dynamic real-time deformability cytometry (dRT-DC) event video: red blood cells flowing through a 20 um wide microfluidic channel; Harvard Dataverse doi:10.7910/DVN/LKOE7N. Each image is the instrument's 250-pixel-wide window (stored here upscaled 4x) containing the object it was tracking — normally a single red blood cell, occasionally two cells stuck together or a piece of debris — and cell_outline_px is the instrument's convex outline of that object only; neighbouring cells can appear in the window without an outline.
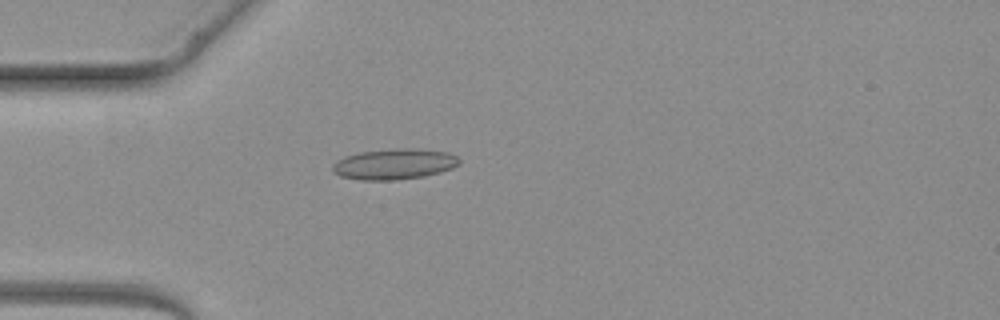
{"species": "common noctule bat (a hibernating species)", "species_latin": "Nyctalus noctula", "temperature_condition": "warm", "stored_images_in_passage": 4, "camera_frame_rate_fps": 3000, "um_per_image_px": 0.085, "animal": {"sex": "female", "body_mass_g": 19.3, "forearm_length_mm": 54.1}, "frame": {"image": 1, "passage_image": 4, "time_ms": 3.333, "image_size_px": [1000, 320], "cell_outline_px": [[460, 164], [452, 168], [440, 172], [424, 176], [396, 180], [360, 180], [340, 176], [332, 172], [332, 164], [336, 160], [344, 156], [360, 152], [392, 148], [416, 148], [448, 152], [456, 156], [460, 160]], "centroid_in_image_um": [33.49, 13.94], "position_along_channel_um": 51.5, "area_um2": 22.95}}